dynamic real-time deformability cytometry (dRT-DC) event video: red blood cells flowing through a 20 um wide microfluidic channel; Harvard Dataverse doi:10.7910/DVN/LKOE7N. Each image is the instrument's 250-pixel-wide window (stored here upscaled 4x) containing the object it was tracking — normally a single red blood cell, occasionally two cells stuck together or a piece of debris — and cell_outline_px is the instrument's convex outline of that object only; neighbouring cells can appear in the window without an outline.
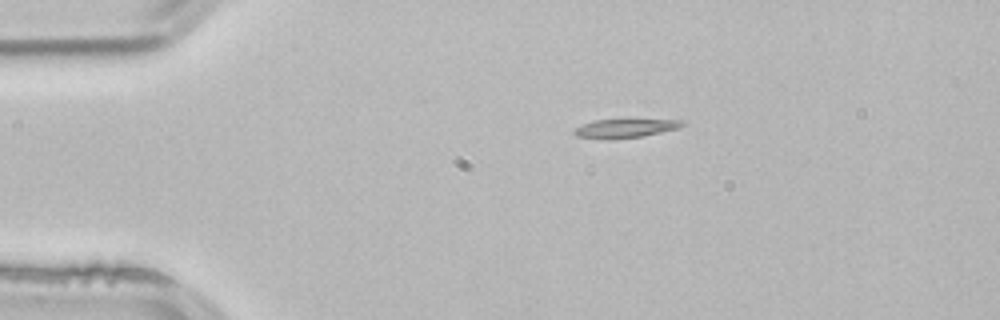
{"species": "common noctule bat (a hibernating species)", "species_latin": "Nyctalus noctula", "temperature_condition": "room temperature", "stored_images_in_passage": 2, "camera_frame_rate_fps": 3000, "um_per_image_px": 0.085, "animal": {"sex": "male", "body_mass_g": 21.5, "forearm_length_mm": 52.0}, "frame": {"image": 1, "passage_image": 2, "time_ms": 0.333, "image_size_px": [1000, 320], "cell_outline_px": [[684, 124], [680, 128], [640, 136], [612, 140], [604, 140], [576, 136], [572, 132], [576, 128], [592, 120], [684, 120]], "centroid_in_image_um": [53.08, 10.92], "position_along_channel_um": 31.9, "area_um2": 11.73}}